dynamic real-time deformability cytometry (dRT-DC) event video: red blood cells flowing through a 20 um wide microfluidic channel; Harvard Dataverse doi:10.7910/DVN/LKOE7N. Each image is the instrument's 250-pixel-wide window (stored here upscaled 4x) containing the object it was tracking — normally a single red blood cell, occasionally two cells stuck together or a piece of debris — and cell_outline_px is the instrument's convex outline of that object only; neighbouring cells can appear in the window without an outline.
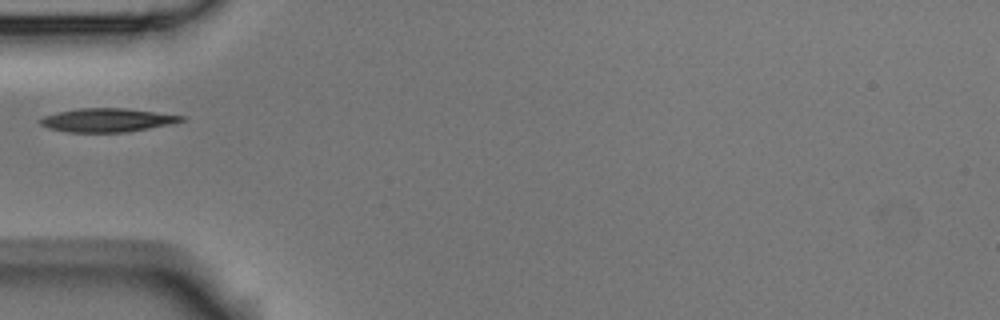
{"species": "Egyptian fruit bat (a non-hibernating species)", "species_latin": "Rousettus aegyptiacus", "temperature_condition": "room temperature", "stored_images_in_passage": 5, "camera_frame_rate_fps": 3000, "um_per_image_px": 0.085, "animal": {"sex": "male"}, "frame": {"image": 1, "passage_image": 1, "time_ms": 0.0, "image_size_px": [1000, 320], "cell_outline_px": [[184, 120], [172, 124], [124, 132], [64, 132], [48, 128], [40, 124], [40, 120], [44, 116], [60, 112], [80, 108], [124, 108], [184, 116]], "centroid_in_image_um": [9.09, 10.21], "position_along_channel_um": 75.9, "area_um2": 19.13}}
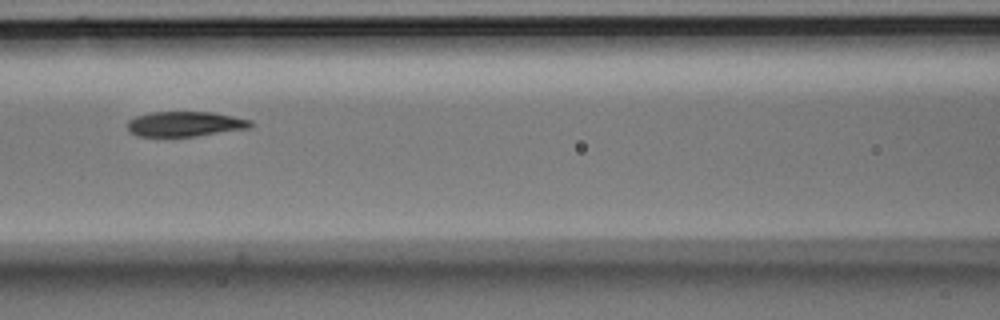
{"frame": {"image": 2, "passage_image": 3, "time_ms": 0.667, "image_size_px": [1000, 320], "cell_outline_px": [[252, 124], [248, 128], [196, 136], [136, 136], [128, 132], [128, 120], [136, 116], [152, 112], [212, 112], [252, 120]], "centroid_in_image_um": [15.69, 10.54], "position_along_channel_um": 150.9, "area_um2": 17.86}}
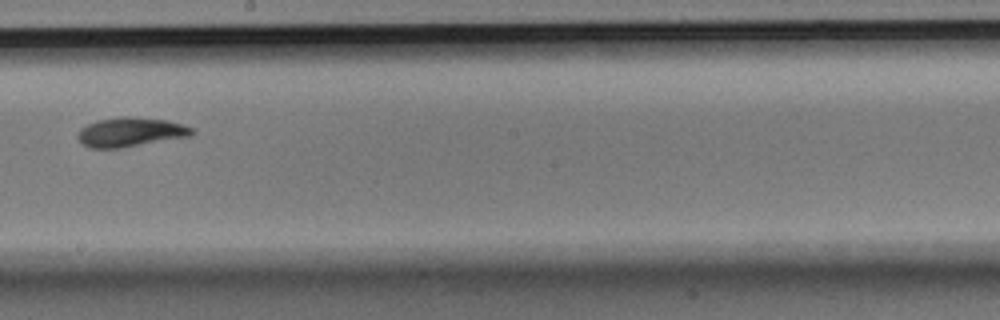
{"frame": {"image": 3, "passage_image": 5, "time_ms": 1.333, "image_size_px": [1000, 320], "cell_outline_px": [[196, 132], [192, 136], [120, 148], [88, 148], [76, 136], [80, 128], [96, 120], [120, 116], [128, 116], [168, 120], [196, 128]], "centroid_in_image_um": [11.13, 11.22], "position_along_channel_um": 237.1, "area_um2": 19.77}}